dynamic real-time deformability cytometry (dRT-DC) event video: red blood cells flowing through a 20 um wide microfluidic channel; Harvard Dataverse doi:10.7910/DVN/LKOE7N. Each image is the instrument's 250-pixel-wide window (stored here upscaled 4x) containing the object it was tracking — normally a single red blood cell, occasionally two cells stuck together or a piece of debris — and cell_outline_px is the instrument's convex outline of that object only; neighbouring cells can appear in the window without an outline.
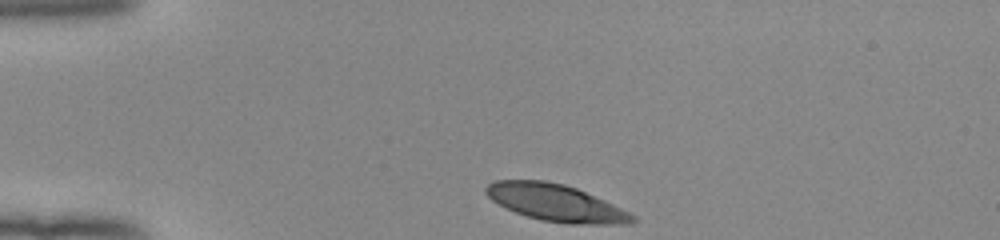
{"species": "human", "species_latin": "Homo sapiens", "temperature_condition": "room temperature", "stored_images_in_passage": 33, "camera_frame_rate_fps": 3000, "um_per_image_px": 0.085, "donor": {"sex": "female"}, "frame": {"image": 1, "passage_image": 1, "time_ms": 0.0, "image_size_px": [1000, 240], "cell_outline_px": [[636, 220], [632, 224], [568, 224], [540, 220], [504, 208], [492, 200], [484, 192], [484, 188], [488, 184], [496, 180], [544, 180], [564, 184], [576, 188], [604, 200], [636, 216]], "centroid_in_image_um": [47.22, 17.24], "position_along_channel_um": 37.8, "area_um2": 31.5}}
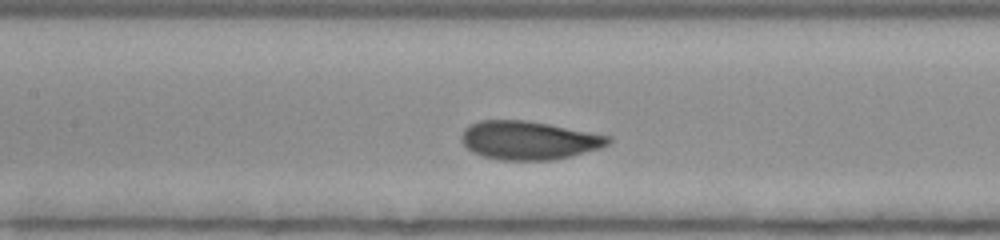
{"frame": {"image": 2, "passage_image": 14, "time_ms": 4.333, "image_size_px": [1000, 240], "cell_outline_px": [[612, 140], [608, 144], [600, 148], [572, 156], [552, 160], [500, 160], [480, 156], [472, 152], [460, 140], [460, 136], [464, 128], [468, 124], [480, 120], [524, 120], [548, 124], [612, 136]], "centroid_in_image_um": [44.92, 11.93], "position_along_channel_um": 162.5, "area_um2": 33.18}}
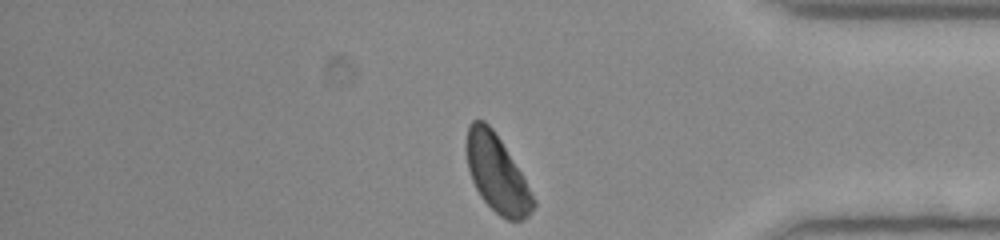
{"frame": {"image": 3, "passage_image": 33, "time_ms": 10.667, "image_size_px": [1000, 240], "cell_outline_px": [[536, 204], [532, 212], [528, 216], [520, 220], [508, 220], [500, 216], [480, 196], [472, 180], [468, 168], [468, 124], [472, 120], [484, 120], [492, 128], [500, 140], [520, 172], [536, 200]], "centroid_in_image_um": [42.26, 14.79], "position_along_channel_um": 392.9, "area_um2": 29.25}, "authors_computed_cell_mechanics": {"area_um2": 32.368, "velocity_mm_per_s": 3.9417, "shape_relaxation_time_tau1_ms": 2.4661, "shape_relaxation_time_tau2_ms": null, "deformation_change_tau1": 0.1142, "deformation_change_tau2": null}}